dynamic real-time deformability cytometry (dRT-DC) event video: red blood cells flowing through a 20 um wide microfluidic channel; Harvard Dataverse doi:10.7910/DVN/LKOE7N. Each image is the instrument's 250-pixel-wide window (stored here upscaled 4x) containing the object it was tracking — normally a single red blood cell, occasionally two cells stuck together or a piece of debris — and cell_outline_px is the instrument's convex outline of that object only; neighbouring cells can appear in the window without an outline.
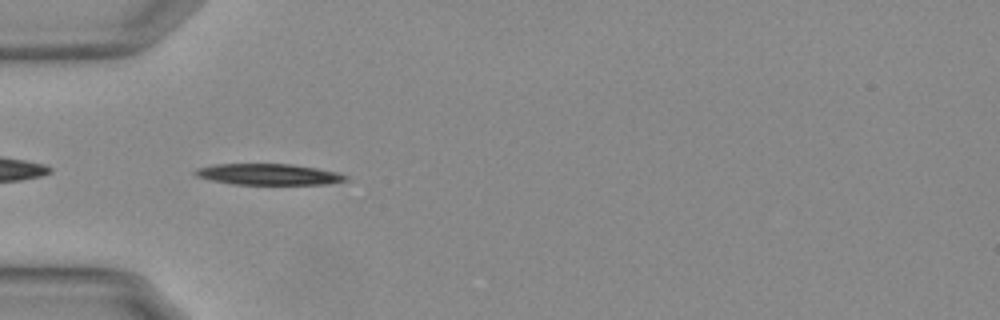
{"species": "Egyptian fruit bat (a non-hibernating species)", "species_latin": "Rousettus aegyptiacus", "temperature_condition": "warm", "stored_images_in_passage": 39, "camera_frame_rate_fps": 3000, "um_per_image_px": 0.085, "animal": {"sex": "female"}, "frame": {"image": 1, "passage_image": 2, "time_ms": 0.333, "image_size_px": [1000, 320], "cell_outline_px": [[348, 180], [328, 184], [232, 184], [212, 180], [196, 176], [192, 172], [196, 168], [212, 164], [292, 164], [316, 168], [336, 172], [348, 176]], "centroid_in_image_um": [22.79, 14.81], "position_along_channel_um": 62.2, "area_um2": 18.5}}
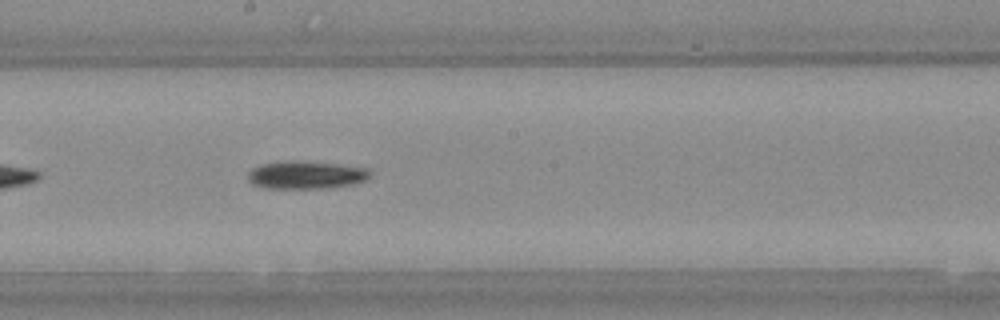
{"frame": {"image": 2, "passage_image": 15, "time_ms": 4.667, "image_size_px": [1000, 320], "cell_outline_px": [[372, 176], [368, 180], [356, 184], [332, 188], [264, 188], [252, 184], [248, 180], [248, 172], [252, 168], [260, 164], [288, 160], [292, 160], [336, 164], [368, 168], [372, 172]], "centroid_in_image_um": [26.05, 14.88], "position_along_channel_um": 222.1, "area_um2": 20.23}}
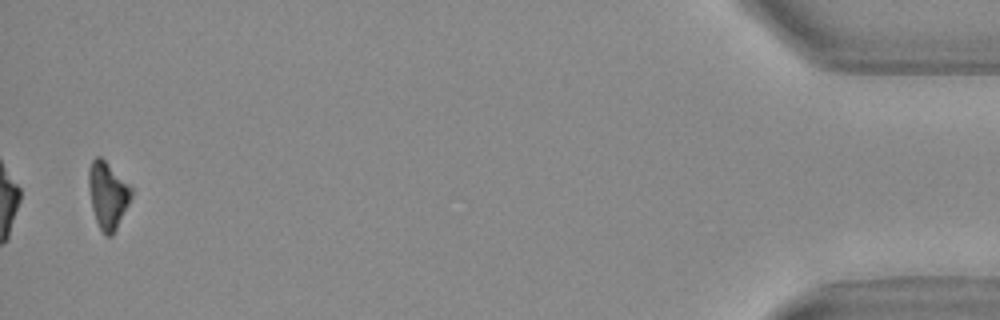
{"frame": {"image": 3, "passage_image": 38, "time_ms": 12.333, "image_size_px": [1000, 320], "cell_outline_px": [[132, 196], [112, 236], [108, 236], [100, 228], [96, 220], [92, 208], [88, 184], [88, 168], [92, 160], [96, 156], [100, 156], [132, 188]], "centroid_in_image_um": [9.13, 16.56], "position_along_channel_um": 426.1, "area_um2": 16.18}, "authors_computed_cell_mechanics": {"area_um2": 18.6694, "velocity_mm_per_s": 3.7612, "shape_relaxation_time_tau1_ms": 4.4189, "shape_relaxation_time_tau2_ms": null, "deformation_change_tau1": 0.1713, "deformation_change_tau2": null}}